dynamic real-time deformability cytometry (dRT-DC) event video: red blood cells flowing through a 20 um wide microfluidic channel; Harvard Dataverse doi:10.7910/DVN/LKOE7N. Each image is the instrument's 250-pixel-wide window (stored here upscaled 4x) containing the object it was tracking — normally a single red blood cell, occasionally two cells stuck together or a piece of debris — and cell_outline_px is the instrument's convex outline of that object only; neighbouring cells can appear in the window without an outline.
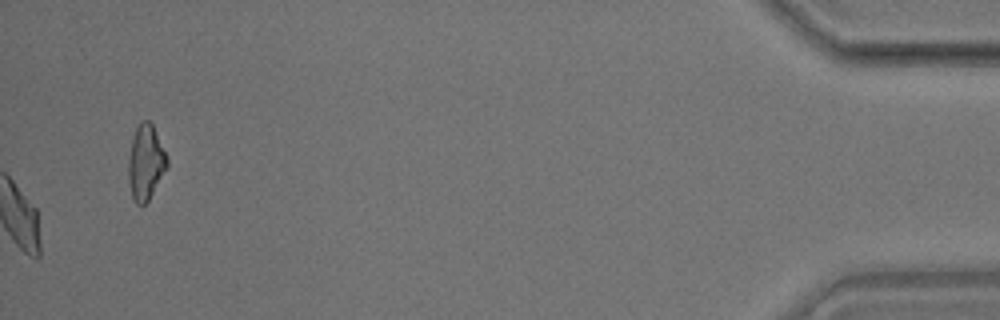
{"species": "common noctule bat (a hibernating species)", "species_latin": "Nyctalus noctula", "temperature_condition": "room temperature", "stored_images_in_passage": 44, "camera_frame_rate_fps": 3000, "um_per_image_px": 0.085, "animal": {"sex": "male", "body_mass_g": 17.9}, "frame": {"image": 1, "passage_image": 44, "time_ms": 14.333, "image_size_px": [1000, 320], "cell_outline_px": [[168, 168], [148, 200], [144, 204], [136, 204], [132, 200], [128, 180], [128, 160], [132, 136], [140, 120], [148, 120], [152, 124], [168, 156]], "centroid_in_image_um": [12.38, 13.8], "position_along_channel_um": 422.8, "area_um2": 17.22}, "authors_computed_cell_mechanics": {"area_um2": 17.6579, "velocity_mm_per_s": 3.7109, "shape_relaxation_time_tau1_ms": null, "shape_relaxation_time_tau2_ms": 3.2686, "deformation_change_tau1": null, "deformation_change_tau2": 0.0931}}